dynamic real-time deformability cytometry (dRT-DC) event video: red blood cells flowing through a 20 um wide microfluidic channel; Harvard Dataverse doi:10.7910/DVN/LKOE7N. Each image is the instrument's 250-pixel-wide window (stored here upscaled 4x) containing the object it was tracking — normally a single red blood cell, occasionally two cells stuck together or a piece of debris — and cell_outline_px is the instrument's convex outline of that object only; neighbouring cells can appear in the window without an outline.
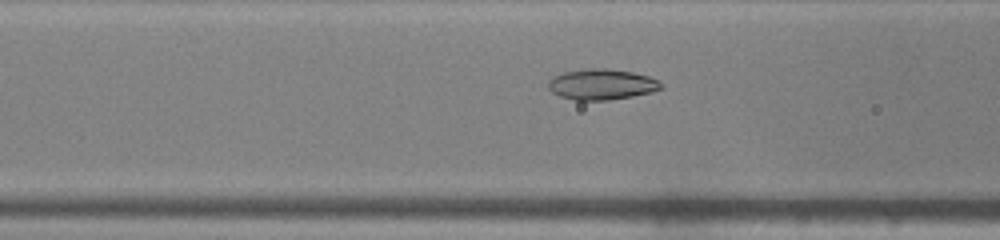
{"species": "common noctule bat (a hibernating species)", "species_latin": "Nyctalus noctula", "temperature_condition": "warm", "stored_images_in_passage": 44, "camera_frame_rate_fps": 3000, "um_per_image_px": 0.085, "animal": {"sex": "male", "body_mass_g": 19.0, "forearm_length_mm": 50.8}, "frame": {"image": 1, "passage_image": 16, "time_ms": 5.0, "image_size_px": [1000, 240], "cell_outline_px": [[664, 88], [652, 92], [632, 96], [608, 100], [576, 100], [560, 96], [552, 92], [548, 88], [548, 80], [552, 76], [564, 72], [588, 68], [604, 68], [632, 72], [648, 76], [664, 84]], "centroid_in_image_um": [51.14, 7.17], "position_along_channel_um": 115.5, "area_um2": 20.23}}
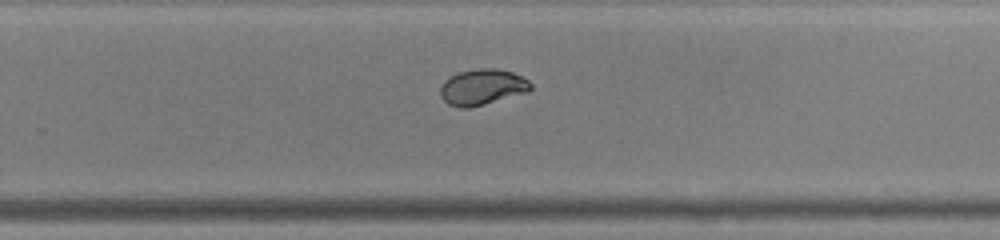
{"frame": {"image": 2, "passage_image": 28, "time_ms": 9.0, "image_size_px": [1000, 240], "cell_outline_px": [[532, 88], [528, 92], [468, 108], [460, 108], [448, 104], [440, 96], [440, 88], [444, 80], [460, 72], [480, 68], [496, 68], [512, 72], [528, 80], [532, 84]], "centroid_in_image_um": [40.99, 7.4], "position_along_channel_um": 288.8, "area_um2": 18.73}}
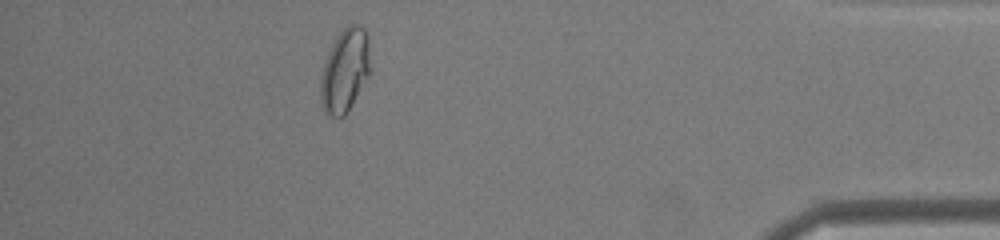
{"frame": {"image": 3, "passage_image": 39, "time_ms": 12.667, "image_size_px": [1000, 240], "cell_outline_px": [[368, 76], [344, 116], [328, 116], [324, 112], [320, 104], [320, 76], [328, 52], [336, 36], [348, 24], [360, 24], [364, 28], [368, 36]], "centroid_in_image_um": [29.27, 5.98], "position_along_channel_um": 405.9, "area_um2": 23.87}}